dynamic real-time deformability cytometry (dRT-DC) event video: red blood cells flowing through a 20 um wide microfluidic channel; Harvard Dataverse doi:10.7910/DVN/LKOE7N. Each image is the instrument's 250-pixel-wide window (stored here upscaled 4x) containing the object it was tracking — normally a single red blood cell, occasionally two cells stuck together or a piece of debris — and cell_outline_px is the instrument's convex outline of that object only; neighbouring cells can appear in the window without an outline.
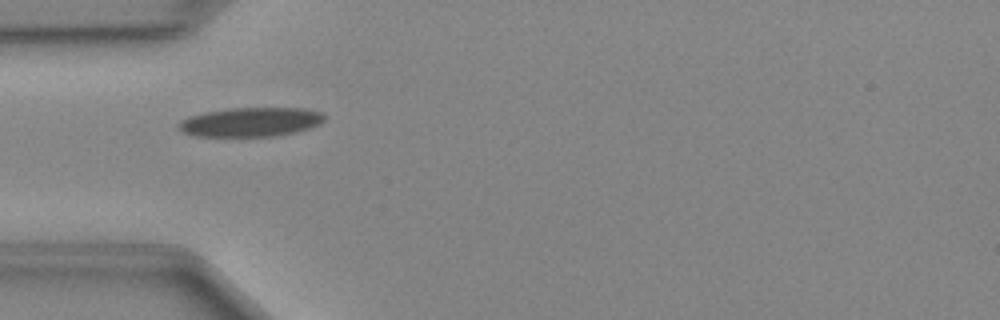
{"species": "Egyptian fruit bat (a non-hibernating species)", "species_latin": "Rousettus aegyptiacus", "temperature_condition": "cold", "stored_images_in_passage": 32, "camera_frame_rate_fps": 3000, "um_per_image_px": 0.085, "animal": {"sex": "female"}, "frame": {"image": 1, "passage_image": 4, "time_ms": 1.0, "image_size_px": [1000, 320], "cell_outline_px": [[324, 120], [320, 124], [296, 132], [276, 136], [192, 136], [176, 128], [176, 124], [180, 120], [188, 116], [204, 112], [228, 108], [304, 108], [324, 112]], "centroid_in_image_um": [21.27, 10.36], "position_along_channel_um": 63.7, "area_um2": 25.09}}
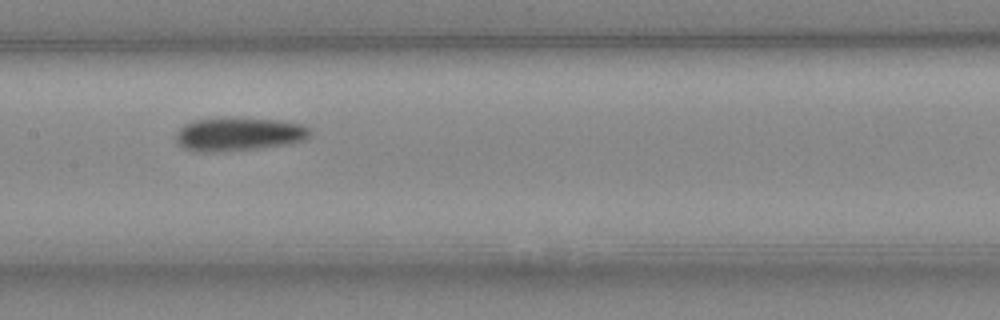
{"frame": {"image": 2, "passage_image": 13, "time_ms": 4.0, "image_size_px": [1000, 320], "cell_outline_px": [[312, 132], [308, 136], [300, 140], [284, 144], [256, 148], [224, 152], [192, 152], [176, 144], [176, 132], [184, 124], [192, 120], [228, 116], [280, 120], [304, 124], [312, 128]], "centroid_in_image_um": [20.23, 11.38], "position_along_channel_um": 187.2, "area_um2": 26.82}}
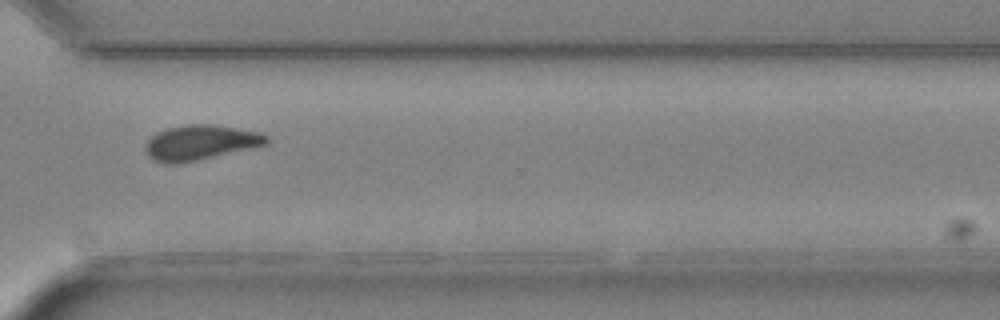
{"frame": {"image": 3, "passage_image": 25, "time_ms": 8.0, "image_size_px": [1000, 320], "cell_outline_px": [[268, 144], [252, 148], [196, 160], [176, 164], [168, 164], [152, 160], [148, 156], [144, 148], [148, 140], [156, 132], [168, 128], [188, 124], [212, 124], [260, 132], [268, 136]], "centroid_in_image_um": [17.02, 12.11], "position_along_channel_um": 353.6, "area_um2": 24.62}}